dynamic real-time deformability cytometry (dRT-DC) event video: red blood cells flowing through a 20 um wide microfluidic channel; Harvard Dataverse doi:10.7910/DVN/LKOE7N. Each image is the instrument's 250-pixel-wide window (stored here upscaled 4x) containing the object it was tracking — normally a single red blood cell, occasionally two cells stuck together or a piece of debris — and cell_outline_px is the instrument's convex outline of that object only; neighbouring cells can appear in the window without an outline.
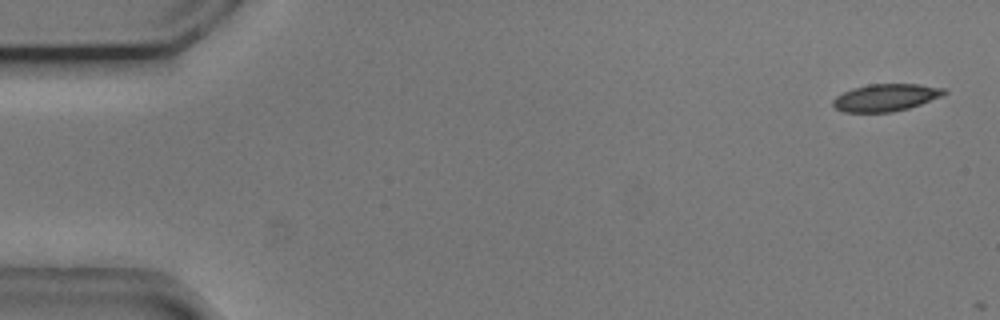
{"species": "common noctule bat (a hibernating species)", "species_latin": "Nyctalus noctula", "temperature_condition": "cold", "stored_images_in_passage": 6, "camera_frame_rate_fps": 3000, "um_per_image_px": 0.085, "animal": {"sex": "male", "body_mass_g": 20.5, "forearm_length_mm": 52.5}, "frame": {"image": 1, "passage_image": 2, "time_ms": 0.333, "image_size_px": [1000, 320], "cell_outline_px": [[948, 92], [944, 96], [908, 108], [892, 112], [844, 112], [836, 108], [832, 104], [832, 100], [836, 96], [852, 88], [868, 84], [920, 84], [944, 88]], "centroid_in_image_um": [75.31, 8.28], "position_along_channel_um": 9.7, "area_um2": 17.74}}